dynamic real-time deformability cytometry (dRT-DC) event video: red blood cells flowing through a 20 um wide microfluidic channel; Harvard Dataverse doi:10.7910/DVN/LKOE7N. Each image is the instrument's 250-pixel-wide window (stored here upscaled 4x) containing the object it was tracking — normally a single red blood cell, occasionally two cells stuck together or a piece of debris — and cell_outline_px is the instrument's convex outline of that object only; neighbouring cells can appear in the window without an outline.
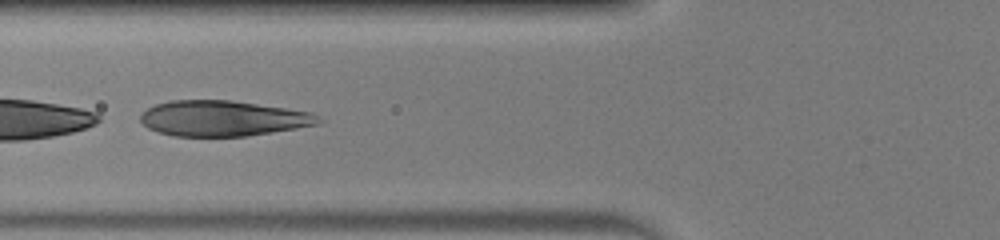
{"species": "human", "species_latin": "Homo sapiens", "temperature_condition": "warm", "stored_images_in_passage": 31, "camera_frame_rate_fps": 3000, "um_per_image_px": 0.085, "donor": {"sex": "male"}, "frame": {"image": 1, "passage_image": 5, "time_ms": 1.333, "image_size_px": [1000, 240], "cell_outline_px": [[324, 120], [320, 124], [248, 136], [172, 136], [148, 128], [140, 120], [140, 116], [148, 108], [156, 104], [168, 100], [232, 100], [312, 112]], "centroid_in_image_um": [18.97, 10.06], "position_along_channel_um": 106.8, "area_um2": 36.88}}
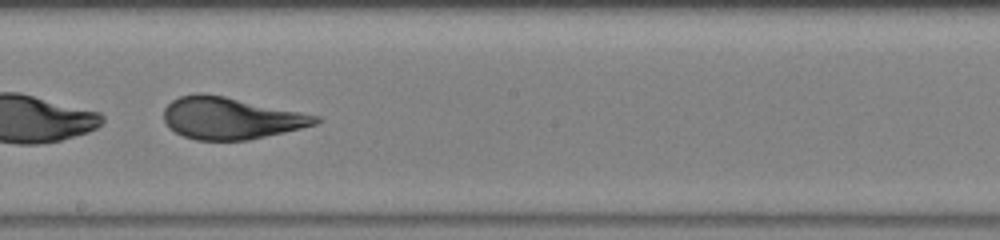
{"frame": {"image": 2, "passage_image": 14, "time_ms": 4.333, "image_size_px": [1000, 240], "cell_outline_px": [[324, 120], [316, 124], [284, 132], [248, 140], [196, 140], [184, 136], [168, 128], [164, 120], [164, 108], [172, 100], [180, 96], [196, 92], [204, 92], [224, 96], [320, 116]], "centroid_in_image_um": [19.59, 10.04], "position_along_channel_um": 228.6, "area_um2": 37.05}}
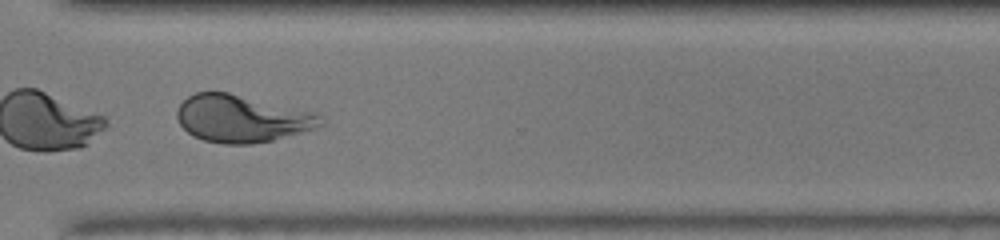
{"frame": {"image": 3, "passage_image": 23, "time_ms": 7.333, "image_size_px": [1000, 240], "cell_outline_px": [[324, 124], [316, 128], [272, 140], [252, 144], [224, 144], [204, 140], [188, 132], [180, 124], [176, 116], [176, 112], [180, 104], [188, 96], [196, 92], [228, 92], [316, 112], [320, 116]], "centroid_in_image_um": [20.56, 10.07], "position_along_channel_um": 350.0, "area_um2": 39.42}, "authors_computed_cell_mechanics": {"area_um2": 37.3966, "velocity_mm_per_s": 4.0476, "shape_relaxation_time_tau1_ms": 1.7073, "shape_relaxation_time_tau2_ms": 0.8049, "deformation_change_tau1": 0.3132, "deformation_change_tau2": 0.1042}}